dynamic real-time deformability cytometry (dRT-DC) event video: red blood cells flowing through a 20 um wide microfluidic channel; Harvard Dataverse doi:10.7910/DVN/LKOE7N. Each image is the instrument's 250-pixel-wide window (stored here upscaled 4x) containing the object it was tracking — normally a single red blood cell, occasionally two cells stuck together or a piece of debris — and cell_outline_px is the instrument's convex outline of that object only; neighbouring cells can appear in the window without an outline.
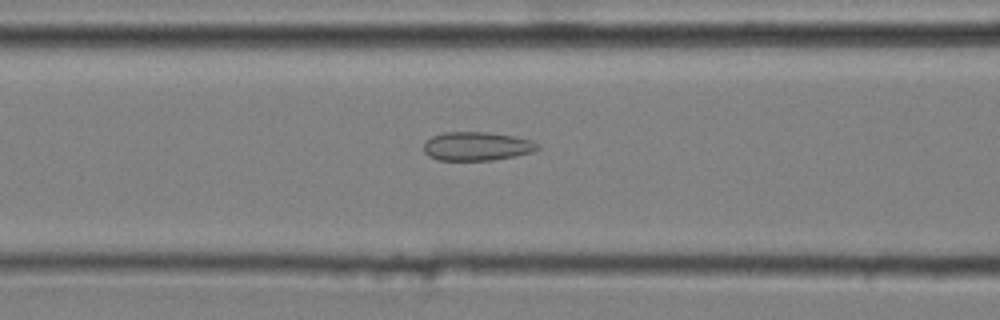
{"species": "common noctule bat (a hibernating species)", "species_latin": "Nyctalus noctula", "temperature_condition": "cold", "stored_images_in_passage": 50, "camera_frame_rate_fps": 3000, "um_per_image_px": 0.085, "animal": {"sex": "male", "body_mass_g": 20.4}, "frame": {"image": 1, "passage_image": 22, "time_ms": 7.0, "image_size_px": [1000, 320], "cell_outline_px": [[540, 148], [532, 152], [516, 156], [492, 160], [436, 160], [428, 156], [424, 152], [424, 144], [432, 136], [444, 132], [488, 132], [512, 136], [532, 140]], "centroid_in_image_um": [40.51, 12.43], "position_along_channel_um": 126.1, "area_um2": 19.02}}
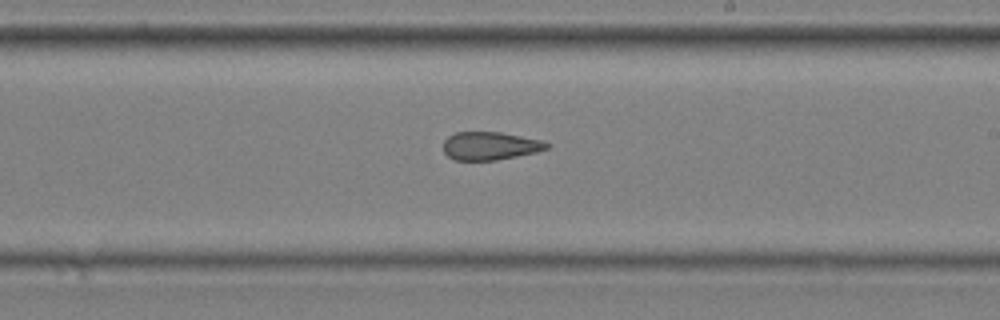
{"frame": {"image": 2, "passage_image": 32, "time_ms": 10.333, "image_size_px": [1000, 320], "cell_outline_px": [[552, 144], [548, 148], [536, 152], [496, 160], [456, 160], [448, 156], [444, 152], [444, 140], [448, 136], [456, 132], [500, 132], [540, 140]], "centroid_in_image_um": [41.65, 12.4], "position_along_channel_um": 247.3, "area_um2": 16.82}}
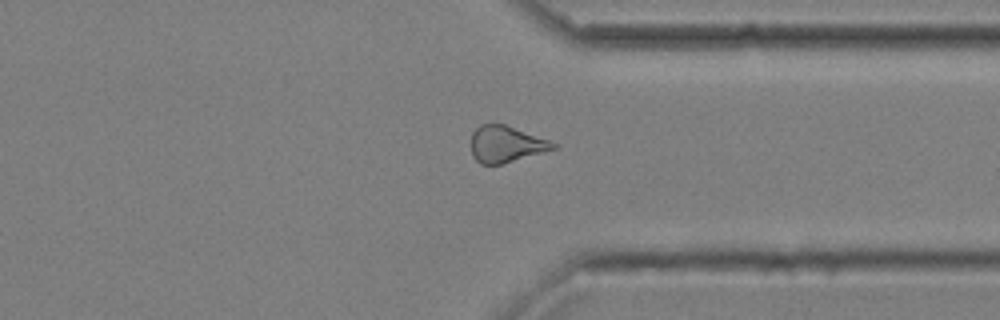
{"frame": {"image": 3, "passage_image": 42, "time_ms": 13.667, "image_size_px": [1000, 320], "cell_outline_px": [[556, 148], [544, 152], [500, 164], [480, 164], [472, 156], [472, 132], [480, 124], [504, 124], [548, 140], [556, 144]], "centroid_in_image_um": [42.97, 12.25], "position_along_channel_um": 368.4, "area_um2": 17.11}, "authors_computed_cell_mechanics": {"area_um2": 18.8428, "velocity_mm_per_s": 3.6456, "shape_relaxation_time_tau1_ms": null, "shape_relaxation_time_tau2_ms": 2.0286, "deformation_change_tau1": null, "deformation_change_tau2": 0.1044}}